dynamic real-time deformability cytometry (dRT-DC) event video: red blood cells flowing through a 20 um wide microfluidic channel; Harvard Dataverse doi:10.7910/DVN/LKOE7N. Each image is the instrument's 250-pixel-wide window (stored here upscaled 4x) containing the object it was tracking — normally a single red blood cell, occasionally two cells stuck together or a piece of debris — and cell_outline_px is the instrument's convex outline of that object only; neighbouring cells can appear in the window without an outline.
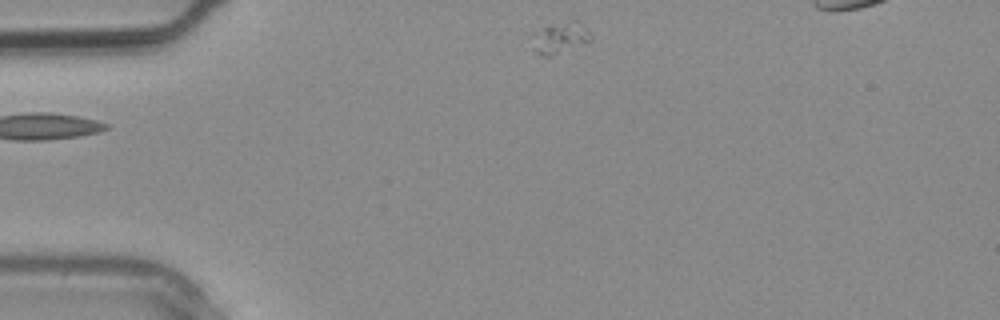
{"species": "common noctule bat (a hibernating species)", "species_latin": "Nyctalus noctula", "temperature_condition": "warm", "stored_images_in_passage": 3, "camera_frame_rate_fps": 3000, "um_per_image_px": 0.085, "animal": {"sex": "male", "body_mass_g": 20.4}, "frame": {"image": 1, "passage_image": 3, "time_ms": 0.667, "image_size_px": [1000, 320], "cell_outline_px": [[592, 40], [588, 44], [552, 56], [540, 56], [536, 52], [528, 36], [544, 28], [572, 16], [592, 36]], "centroid_in_image_um": [47.61, 3.21], "position_along_channel_um": 37.4, "area_um2": 11.27}}